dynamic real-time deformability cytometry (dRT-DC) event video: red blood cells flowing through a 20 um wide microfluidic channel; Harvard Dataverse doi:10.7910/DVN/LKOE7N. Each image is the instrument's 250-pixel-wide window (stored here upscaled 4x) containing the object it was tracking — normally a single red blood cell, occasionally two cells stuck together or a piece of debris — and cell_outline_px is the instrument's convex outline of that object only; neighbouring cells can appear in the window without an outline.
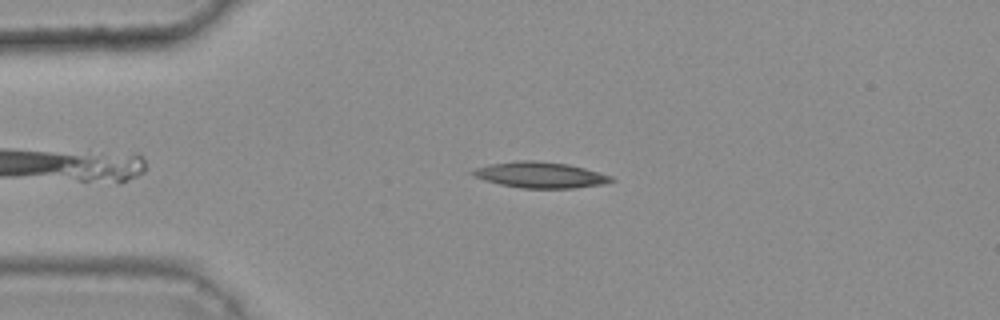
{"species": "common noctule bat (a hibernating species)", "species_latin": "Nyctalus noctula", "temperature_condition": "warm", "stored_images_in_passage": 40, "camera_frame_rate_fps": 3000, "um_per_image_px": 0.085, "animal": {"sex": "female", "body_mass_g": 25.1}, "frame": {"image": 1, "passage_image": 11, "time_ms": 3.333, "image_size_px": [1000, 320], "cell_outline_px": [[616, 180], [604, 184], [572, 188], [520, 188], [500, 184], [484, 180], [468, 172], [476, 168], [492, 164], [516, 160], [536, 160], [568, 164], [584, 168], [612, 176]], "centroid_in_image_um": [45.93, 14.87], "position_along_channel_um": 39.1, "area_um2": 20.87}}
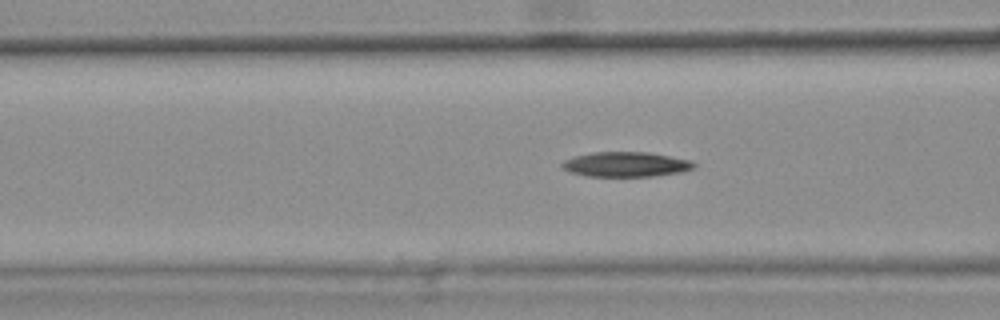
{"frame": {"image": 2, "passage_image": 19, "time_ms": 6.0, "image_size_px": [1000, 320], "cell_outline_px": [[696, 164], [692, 168], [684, 172], [652, 176], [588, 176], [568, 172], [560, 168], [560, 164], [564, 160], [576, 156], [592, 152], [648, 152], [692, 160]], "centroid_in_image_um": [53.18, 13.97], "position_along_channel_um": 113.4, "area_um2": 19.25}}
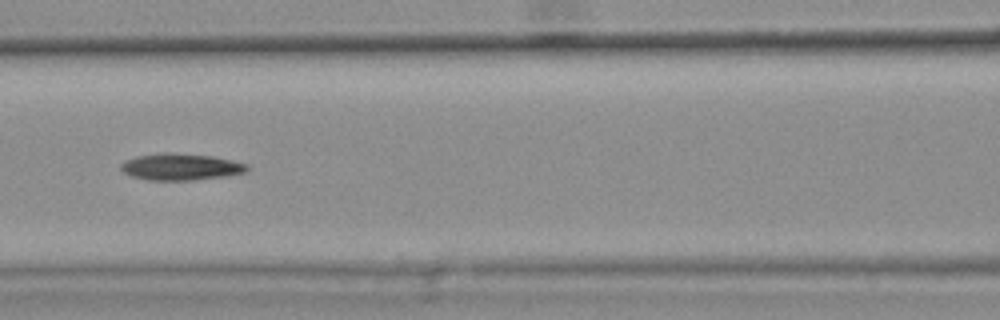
{"frame": {"image": 3, "passage_image": 22, "time_ms": 7.0, "image_size_px": [1000, 320], "cell_outline_px": [[248, 172], [224, 176], [192, 180], [148, 180], [132, 176], [124, 172], [120, 168], [120, 164], [124, 160], [136, 156], [160, 152], [168, 152], [212, 156], [232, 160], [248, 164]], "centroid_in_image_um": [15.35, 14.17], "position_along_channel_um": 151.3, "area_um2": 19.71}, "authors_computed_cell_mechanics": {"area_um2": 19.8254, "velocity_mm_per_s": 3.7705, "shape_relaxation_time_tau1_ms": 8.9551, "shape_relaxation_time_tau2_ms": null, "deformation_change_tau1": 0.1916, "deformation_change_tau2": null}}